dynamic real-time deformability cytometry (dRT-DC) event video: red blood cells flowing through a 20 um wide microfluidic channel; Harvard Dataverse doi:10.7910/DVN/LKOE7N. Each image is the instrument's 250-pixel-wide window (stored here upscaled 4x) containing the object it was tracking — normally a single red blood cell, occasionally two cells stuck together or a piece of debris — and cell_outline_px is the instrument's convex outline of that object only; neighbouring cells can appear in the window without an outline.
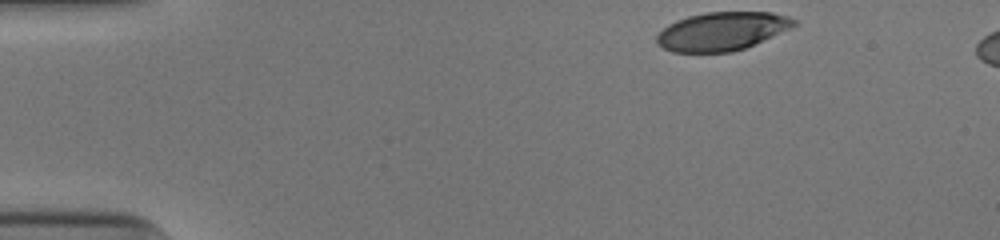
{"species": "human", "species_latin": "Homo sapiens", "temperature_condition": "cold", "stored_images_in_passage": 37, "camera_frame_rate_fps": 3000, "um_per_image_px": 0.085, "donor": {"sex": "male"}, "frame": {"image": 1, "passage_image": 1, "time_ms": 0.0, "image_size_px": [1000, 240], "cell_outline_px": [[796, 24], [788, 28], [744, 48], [732, 52], [672, 52], [656, 44], [656, 36], [668, 24], [676, 20], [688, 16], [708, 12], [772, 12], [788, 16], [796, 20]], "centroid_in_image_um": [61.3, 2.65], "position_along_channel_um": 23.7, "area_um2": 30.35}}
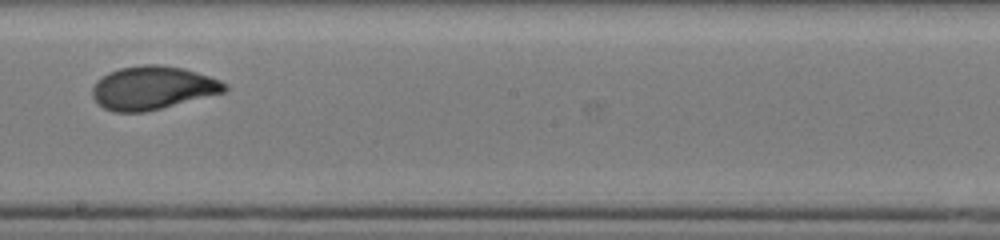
{"frame": {"image": 2, "passage_image": 24, "time_ms": 7.667, "image_size_px": [1000, 240], "cell_outline_px": [[228, 88], [224, 92], [144, 112], [112, 112], [104, 108], [92, 96], [92, 88], [96, 80], [108, 72], [120, 68], [144, 64], [156, 64], [184, 68], [220, 80], [228, 84]], "centroid_in_image_um": [12.95, 7.46], "position_along_channel_um": 235.2, "area_um2": 33.23}}
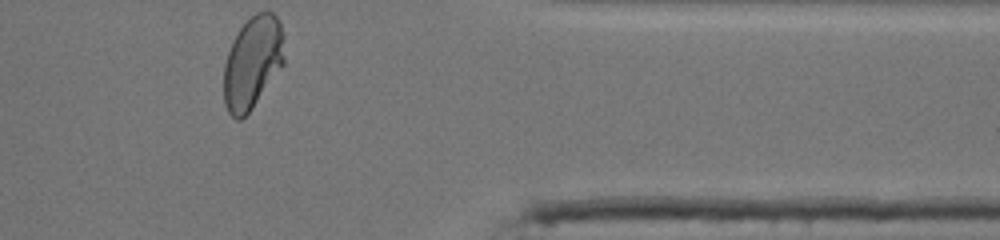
{"frame": {"image": 3, "passage_image": 37, "time_ms": 12.0, "image_size_px": [1000, 240], "cell_outline_px": [[284, 64], [252, 108], [240, 120], [236, 120], [228, 112], [224, 104], [224, 64], [228, 52], [240, 28], [256, 12], [272, 12], [280, 20], [284, 60]], "centroid_in_image_um": [21.45, 5.34], "position_along_channel_um": 389.9, "area_um2": 32.14}, "authors_computed_cell_mechanics": {"area_um2": 32.946, "velocity_mm_per_s": 3.9548, "shape_relaxation_time_tau1_ms": 3.5548, "shape_relaxation_time_tau2_ms": 0.8594, "deformation_change_tau1": 0.1925, "deformation_change_tau2": 0.057}}